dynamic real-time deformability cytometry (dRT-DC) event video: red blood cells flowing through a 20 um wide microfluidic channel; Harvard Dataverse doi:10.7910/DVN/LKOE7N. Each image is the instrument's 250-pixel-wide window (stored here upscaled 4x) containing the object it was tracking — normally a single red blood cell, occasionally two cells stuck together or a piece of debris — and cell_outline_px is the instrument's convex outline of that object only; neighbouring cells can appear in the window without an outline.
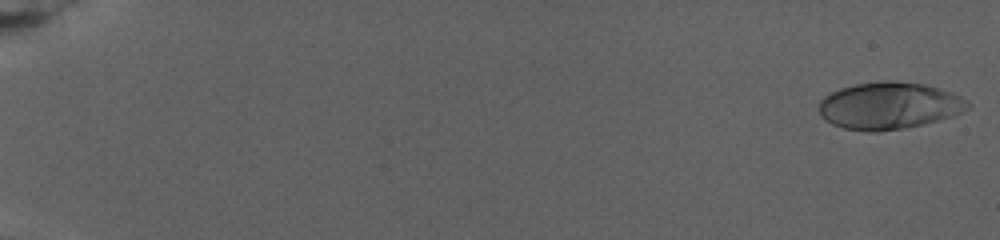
{"species": "human", "species_latin": "Homo sapiens", "temperature_condition": "warm", "stored_images_in_passage": 81, "camera_frame_rate_fps": 3000, "um_per_image_px": 0.085, "donor": {"sex": "female"}, "frame": {"image": 1, "passage_image": 2, "time_ms": 0.333, "image_size_px": [1000, 240], "cell_outline_px": [[972, 104], [968, 108], [952, 116], [924, 124], [904, 128], [876, 132], [868, 132], [844, 128], [832, 124], [820, 116], [820, 100], [824, 96], [840, 88], [856, 84], [884, 80], [896, 80], [924, 84], [940, 88], [952, 92], [968, 100]], "centroid_in_image_um": [75.59, 8.98], "position_along_channel_um": 9.4, "area_um2": 40.98}}
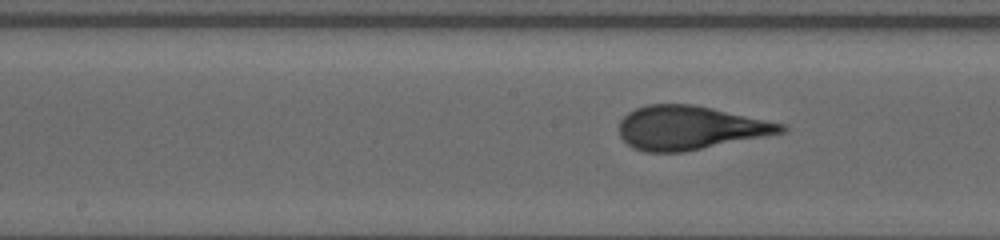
{"frame": {"image": 2, "passage_image": 45, "time_ms": 14.667, "image_size_px": [1000, 240], "cell_outline_px": [[788, 128], [784, 132], [684, 152], [644, 152], [632, 148], [620, 136], [620, 120], [628, 112], [636, 108], [648, 104], [692, 104], [712, 108], [784, 124]], "centroid_in_image_um": [58.61, 10.86], "position_along_channel_um": 189.6, "area_um2": 40.98}}
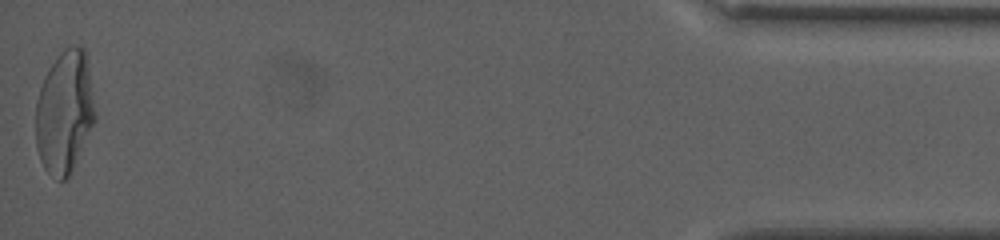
{"frame": {"image": 3, "passage_image": 81, "time_ms": 26.667, "image_size_px": [1000, 240], "cell_outline_px": [[96, 120], [68, 176], [64, 180], [60, 180], [48, 172], [44, 168], [40, 160], [36, 148], [36, 100], [44, 76], [48, 68], [60, 52], [64, 48], [72, 44], [80, 44], [84, 48], [88, 60], [96, 112]], "centroid_in_image_um": [5.5, 9.45], "position_along_channel_um": 429.7, "area_um2": 42.77}, "authors_computed_cell_mechanics": {"area_um2": 40.171, "velocity_mm_per_s": 2.6577, "shape_relaxation_time_tau1_ms": 6.8392, "shape_relaxation_time_tau2_ms": null, "deformation_change_tau1": 0.2587, "deformation_change_tau2": null}}